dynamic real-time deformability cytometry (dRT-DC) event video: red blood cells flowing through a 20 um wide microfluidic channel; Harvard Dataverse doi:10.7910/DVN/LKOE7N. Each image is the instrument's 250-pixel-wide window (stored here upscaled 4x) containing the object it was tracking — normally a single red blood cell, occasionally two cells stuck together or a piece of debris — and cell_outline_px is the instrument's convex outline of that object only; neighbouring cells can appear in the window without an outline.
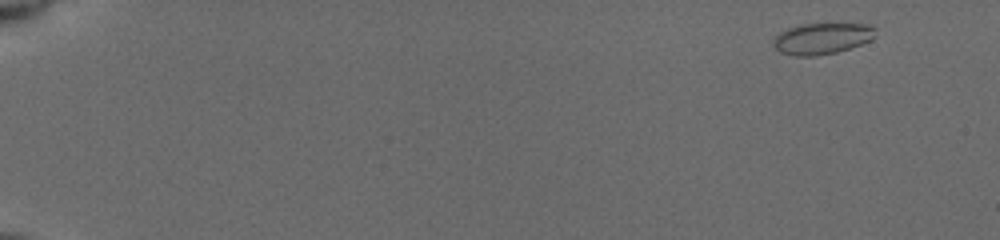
{"species": "common noctule bat (a hibernating species)", "species_latin": "Nyctalus noctula", "temperature_condition": "cold", "stored_images_in_passage": 54, "camera_frame_rate_fps": 3000, "um_per_image_px": 0.085, "animal": {"sex": "female", "body_mass_g": 19.5, "forearm_length_mm": 54.1}, "frame": {"image": 1, "passage_image": 1, "time_ms": 0.0, "image_size_px": [1000, 240], "cell_outline_px": [[876, 36], [872, 40], [836, 52], [816, 56], [796, 56], [780, 52], [772, 44], [772, 40], [780, 32], [788, 28], [800, 24], [868, 24], [876, 28]], "centroid_in_image_um": [69.88, 3.27], "position_along_channel_um": 15.1, "area_um2": 18.61}}
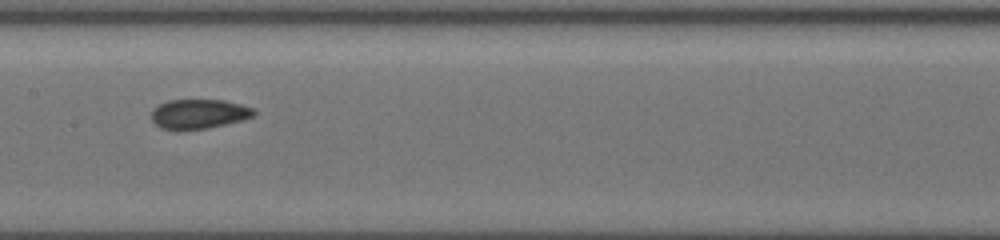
{"frame": {"image": 2, "passage_image": 27, "time_ms": 8.667, "image_size_px": [1000, 240], "cell_outline_px": [[256, 116], [224, 124], [204, 128], [180, 132], [176, 132], [160, 128], [152, 120], [152, 108], [168, 100], [224, 100], [240, 104], [252, 108], [256, 112]], "centroid_in_image_um": [16.85, 9.7], "position_along_channel_um": 190.5, "area_um2": 17.86}}
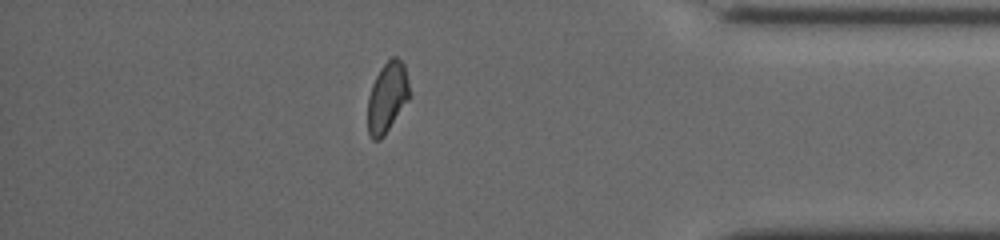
{"frame": {"image": 3, "passage_image": 47, "time_ms": 14.667, "image_size_px": [1000, 240], "cell_outline_px": [[412, 96], [384, 136], [380, 140], [372, 140], [368, 132], [368, 96], [372, 84], [380, 68], [392, 56], [396, 56], [404, 64], [412, 92]], "centroid_in_image_um": [32.95, 8.27], "position_along_channel_um": 402.3, "area_um2": 17.51}, "authors_computed_cell_mechanics": {"area_um2": 17.5423, "velocity_mm_per_s": 3.9308, "shape_relaxation_time_tau1_ms": 9.326, "shape_relaxation_time_tau2_ms": 1.7934, "deformation_change_tau1": 0.1137, "deformation_change_tau2": 0.0565}}